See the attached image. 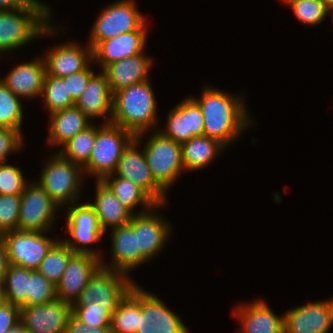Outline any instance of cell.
<instances>
[{"label":"cell","mask_w":333,"mask_h":333,"mask_svg":"<svg viewBox=\"0 0 333 333\" xmlns=\"http://www.w3.org/2000/svg\"><path fill=\"white\" fill-rule=\"evenodd\" d=\"M191 97L203 114V135L218 140L225 147L255 123L248 114L245 98L241 94L230 95L206 84L199 98Z\"/></svg>","instance_id":"6da1fadb"},{"label":"cell","mask_w":333,"mask_h":333,"mask_svg":"<svg viewBox=\"0 0 333 333\" xmlns=\"http://www.w3.org/2000/svg\"><path fill=\"white\" fill-rule=\"evenodd\" d=\"M51 11V7L40 0H32L24 8L0 11V56L25 47L37 38L59 33V28L50 24Z\"/></svg>","instance_id":"7a4b0ae2"},{"label":"cell","mask_w":333,"mask_h":333,"mask_svg":"<svg viewBox=\"0 0 333 333\" xmlns=\"http://www.w3.org/2000/svg\"><path fill=\"white\" fill-rule=\"evenodd\" d=\"M150 79L118 90L112 97L110 123L134 136L157 129V103Z\"/></svg>","instance_id":"3957f363"},{"label":"cell","mask_w":333,"mask_h":333,"mask_svg":"<svg viewBox=\"0 0 333 333\" xmlns=\"http://www.w3.org/2000/svg\"><path fill=\"white\" fill-rule=\"evenodd\" d=\"M49 158L36 182L60 208L78 203L82 192L83 168L59 152Z\"/></svg>","instance_id":"277c9868"},{"label":"cell","mask_w":333,"mask_h":333,"mask_svg":"<svg viewBox=\"0 0 333 333\" xmlns=\"http://www.w3.org/2000/svg\"><path fill=\"white\" fill-rule=\"evenodd\" d=\"M135 284L129 275L100 266L72 308L107 310L112 315Z\"/></svg>","instance_id":"5b68a950"},{"label":"cell","mask_w":333,"mask_h":333,"mask_svg":"<svg viewBox=\"0 0 333 333\" xmlns=\"http://www.w3.org/2000/svg\"><path fill=\"white\" fill-rule=\"evenodd\" d=\"M97 126L96 139L88 163L83 167L86 174L102 180L112 174L124 149L135 136L112 123H100Z\"/></svg>","instance_id":"8992f818"},{"label":"cell","mask_w":333,"mask_h":333,"mask_svg":"<svg viewBox=\"0 0 333 333\" xmlns=\"http://www.w3.org/2000/svg\"><path fill=\"white\" fill-rule=\"evenodd\" d=\"M150 134L143 146L145 158L153 178L168 193L173 183L184 172L181 144L158 130H153Z\"/></svg>","instance_id":"52a82bcc"},{"label":"cell","mask_w":333,"mask_h":333,"mask_svg":"<svg viewBox=\"0 0 333 333\" xmlns=\"http://www.w3.org/2000/svg\"><path fill=\"white\" fill-rule=\"evenodd\" d=\"M146 17L134 0H118L104 7L91 27L88 44L92 49L101 41L136 31Z\"/></svg>","instance_id":"ba28073f"},{"label":"cell","mask_w":333,"mask_h":333,"mask_svg":"<svg viewBox=\"0 0 333 333\" xmlns=\"http://www.w3.org/2000/svg\"><path fill=\"white\" fill-rule=\"evenodd\" d=\"M66 215V229L68 238L62 241L73 250L74 253L91 254L99 259L101 251L93 249L89 244L98 243L103 239L105 233L101 230L95 210L86 201L82 204L68 205Z\"/></svg>","instance_id":"9c48e42d"},{"label":"cell","mask_w":333,"mask_h":333,"mask_svg":"<svg viewBox=\"0 0 333 333\" xmlns=\"http://www.w3.org/2000/svg\"><path fill=\"white\" fill-rule=\"evenodd\" d=\"M21 204L17 230L31 232H51L60 212L58 206L36 182L29 181L20 195Z\"/></svg>","instance_id":"30bf717a"},{"label":"cell","mask_w":333,"mask_h":333,"mask_svg":"<svg viewBox=\"0 0 333 333\" xmlns=\"http://www.w3.org/2000/svg\"><path fill=\"white\" fill-rule=\"evenodd\" d=\"M146 132L138 134L124 149L113 176L126 178L141 187L157 204H166L167 192L155 181L148 167L141 138Z\"/></svg>","instance_id":"8fae6325"},{"label":"cell","mask_w":333,"mask_h":333,"mask_svg":"<svg viewBox=\"0 0 333 333\" xmlns=\"http://www.w3.org/2000/svg\"><path fill=\"white\" fill-rule=\"evenodd\" d=\"M46 232L14 230L1 235L10 265L37 270L47 252L58 241Z\"/></svg>","instance_id":"7c38bea8"},{"label":"cell","mask_w":333,"mask_h":333,"mask_svg":"<svg viewBox=\"0 0 333 333\" xmlns=\"http://www.w3.org/2000/svg\"><path fill=\"white\" fill-rule=\"evenodd\" d=\"M166 204H156L151 210L134 214L129 224L137 234L138 249L140 254L149 261L154 256H157L166 245V241L171 237L172 232L171 223L167 218L159 214L160 207H164Z\"/></svg>","instance_id":"4fadbf2b"},{"label":"cell","mask_w":333,"mask_h":333,"mask_svg":"<svg viewBox=\"0 0 333 333\" xmlns=\"http://www.w3.org/2000/svg\"><path fill=\"white\" fill-rule=\"evenodd\" d=\"M137 333H190L183 321L156 295L139 286Z\"/></svg>","instance_id":"5bb4252c"},{"label":"cell","mask_w":333,"mask_h":333,"mask_svg":"<svg viewBox=\"0 0 333 333\" xmlns=\"http://www.w3.org/2000/svg\"><path fill=\"white\" fill-rule=\"evenodd\" d=\"M333 325V298L308 302L284 314V333H328Z\"/></svg>","instance_id":"9a60e30c"},{"label":"cell","mask_w":333,"mask_h":333,"mask_svg":"<svg viewBox=\"0 0 333 333\" xmlns=\"http://www.w3.org/2000/svg\"><path fill=\"white\" fill-rule=\"evenodd\" d=\"M72 305L56 298L42 305L20 307V322L29 333H66Z\"/></svg>","instance_id":"2e32d148"},{"label":"cell","mask_w":333,"mask_h":333,"mask_svg":"<svg viewBox=\"0 0 333 333\" xmlns=\"http://www.w3.org/2000/svg\"><path fill=\"white\" fill-rule=\"evenodd\" d=\"M148 25L144 22L136 31L123 33L99 42L92 49L93 63L103 70L107 65L145 52Z\"/></svg>","instance_id":"e0dca14e"},{"label":"cell","mask_w":333,"mask_h":333,"mask_svg":"<svg viewBox=\"0 0 333 333\" xmlns=\"http://www.w3.org/2000/svg\"><path fill=\"white\" fill-rule=\"evenodd\" d=\"M166 122L165 128H159L158 131L179 144L195 136H202L204 132L203 114L191 96L171 109Z\"/></svg>","instance_id":"ac0fdd59"},{"label":"cell","mask_w":333,"mask_h":333,"mask_svg":"<svg viewBox=\"0 0 333 333\" xmlns=\"http://www.w3.org/2000/svg\"><path fill=\"white\" fill-rule=\"evenodd\" d=\"M100 266L98 257L75 253L68 261L62 278L56 285L57 298L70 305L76 303L89 278Z\"/></svg>","instance_id":"d6986e66"},{"label":"cell","mask_w":333,"mask_h":333,"mask_svg":"<svg viewBox=\"0 0 333 333\" xmlns=\"http://www.w3.org/2000/svg\"><path fill=\"white\" fill-rule=\"evenodd\" d=\"M111 233V265L100 259L101 266L107 269L117 270L129 275L138 266L148 262L138 249L137 234L128 223L110 231ZM105 262V263H104ZM129 272V273H128Z\"/></svg>","instance_id":"ffe728a7"},{"label":"cell","mask_w":333,"mask_h":333,"mask_svg":"<svg viewBox=\"0 0 333 333\" xmlns=\"http://www.w3.org/2000/svg\"><path fill=\"white\" fill-rule=\"evenodd\" d=\"M49 49L43 56L48 75L64 78L93 64L92 48L89 45L84 48L78 42L70 41Z\"/></svg>","instance_id":"44dd1931"},{"label":"cell","mask_w":333,"mask_h":333,"mask_svg":"<svg viewBox=\"0 0 333 333\" xmlns=\"http://www.w3.org/2000/svg\"><path fill=\"white\" fill-rule=\"evenodd\" d=\"M45 75L46 64L42 56L16 65L0 80L19 98L33 99L41 97Z\"/></svg>","instance_id":"7402d4cb"},{"label":"cell","mask_w":333,"mask_h":333,"mask_svg":"<svg viewBox=\"0 0 333 333\" xmlns=\"http://www.w3.org/2000/svg\"><path fill=\"white\" fill-rule=\"evenodd\" d=\"M238 303L234 315L241 328L237 333H284V315H276L263 300Z\"/></svg>","instance_id":"603a6c76"},{"label":"cell","mask_w":333,"mask_h":333,"mask_svg":"<svg viewBox=\"0 0 333 333\" xmlns=\"http://www.w3.org/2000/svg\"><path fill=\"white\" fill-rule=\"evenodd\" d=\"M153 66L152 57L144 52L132 57L107 65L102 71L105 73L111 93L150 79Z\"/></svg>","instance_id":"cb8c5ba5"},{"label":"cell","mask_w":333,"mask_h":333,"mask_svg":"<svg viewBox=\"0 0 333 333\" xmlns=\"http://www.w3.org/2000/svg\"><path fill=\"white\" fill-rule=\"evenodd\" d=\"M112 97L107 77L103 71L94 73L75 105L91 120L104 118L103 123H110L112 118ZM106 115H109L106 117Z\"/></svg>","instance_id":"d4e9b609"},{"label":"cell","mask_w":333,"mask_h":333,"mask_svg":"<svg viewBox=\"0 0 333 333\" xmlns=\"http://www.w3.org/2000/svg\"><path fill=\"white\" fill-rule=\"evenodd\" d=\"M94 202H88L95 210L101 230L106 233L112 229L128 224L133 214L116 198L110 188L102 181L95 180Z\"/></svg>","instance_id":"484cf974"},{"label":"cell","mask_w":333,"mask_h":333,"mask_svg":"<svg viewBox=\"0 0 333 333\" xmlns=\"http://www.w3.org/2000/svg\"><path fill=\"white\" fill-rule=\"evenodd\" d=\"M50 116L47 144L52 147H62L77 133L85 130L92 123L90 119L76 106L52 113Z\"/></svg>","instance_id":"4316f807"},{"label":"cell","mask_w":333,"mask_h":333,"mask_svg":"<svg viewBox=\"0 0 333 333\" xmlns=\"http://www.w3.org/2000/svg\"><path fill=\"white\" fill-rule=\"evenodd\" d=\"M225 149L227 148L218 140L205 135L191 138L181 144L184 171L194 172L209 166Z\"/></svg>","instance_id":"83f0119b"},{"label":"cell","mask_w":333,"mask_h":333,"mask_svg":"<svg viewBox=\"0 0 333 333\" xmlns=\"http://www.w3.org/2000/svg\"><path fill=\"white\" fill-rule=\"evenodd\" d=\"M102 181L133 215L145 213L157 204L141 187L131 180L110 174L104 177ZM139 205H142L143 208H140L142 210H134Z\"/></svg>","instance_id":"f1b7e54d"},{"label":"cell","mask_w":333,"mask_h":333,"mask_svg":"<svg viewBox=\"0 0 333 333\" xmlns=\"http://www.w3.org/2000/svg\"><path fill=\"white\" fill-rule=\"evenodd\" d=\"M139 328V286L137 283L120 301L110 321L111 333H137Z\"/></svg>","instance_id":"f546056e"},{"label":"cell","mask_w":333,"mask_h":333,"mask_svg":"<svg viewBox=\"0 0 333 333\" xmlns=\"http://www.w3.org/2000/svg\"><path fill=\"white\" fill-rule=\"evenodd\" d=\"M96 133L97 125L92 123L85 130L77 133L56 152L83 168L88 163L92 153Z\"/></svg>","instance_id":"4dcf8cb0"},{"label":"cell","mask_w":333,"mask_h":333,"mask_svg":"<svg viewBox=\"0 0 333 333\" xmlns=\"http://www.w3.org/2000/svg\"><path fill=\"white\" fill-rule=\"evenodd\" d=\"M75 253L62 240H58L40 262L37 271L55 286L60 282L68 261Z\"/></svg>","instance_id":"1f68e13d"},{"label":"cell","mask_w":333,"mask_h":333,"mask_svg":"<svg viewBox=\"0 0 333 333\" xmlns=\"http://www.w3.org/2000/svg\"><path fill=\"white\" fill-rule=\"evenodd\" d=\"M30 278V270L9 265L8 270L3 279V287L6 302L19 306H27L28 279Z\"/></svg>","instance_id":"d6a6232c"},{"label":"cell","mask_w":333,"mask_h":333,"mask_svg":"<svg viewBox=\"0 0 333 333\" xmlns=\"http://www.w3.org/2000/svg\"><path fill=\"white\" fill-rule=\"evenodd\" d=\"M21 98L0 80V128L18 131L22 136L24 110Z\"/></svg>","instance_id":"836d02e7"},{"label":"cell","mask_w":333,"mask_h":333,"mask_svg":"<svg viewBox=\"0 0 333 333\" xmlns=\"http://www.w3.org/2000/svg\"><path fill=\"white\" fill-rule=\"evenodd\" d=\"M41 99L45 102L49 115L74 106L75 102L67 92L66 84L61 77H55L46 73L42 87Z\"/></svg>","instance_id":"e575fe53"},{"label":"cell","mask_w":333,"mask_h":333,"mask_svg":"<svg viewBox=\"0 0 333 333\" xmlns=\"http://www.w3.org/2000/svg\"><path fill=\"white\" fill-rule=\"evenodd\" d=\"M295 17L305 25L317 26L327 17V7L322 0H281Z\"/></svg>","instance_id":"d590c367"},{"label":"cell","mask_w":333,"mask_h":333,"mask_svg":"<svg viewBox=\"0 0 333 333\" xmlns=\"http://www.w3.org/2000/svg\"><path fill=\"white\" fill-rule=\"evenodd\" d=\"M56 298V286L37 270H30L27 306L46 304Z\"/></svg>","instance_id":"8d00e7d4"},{"label":"cell","mask_w":333,"mask_h":333,"mask_svg":"<svg viewBox=\"0 0 333 333\" xmlns=\"http://www.w3.org/2000/svg\"><path fill=\"white\" fill-rule=\"evenodd\" d=\"M23 174L20 167L0 163V195H21L30 180Z\"/></svg>","instance_id":"74e56055"},{"label":"cell","mask_w":333,"mask_h":333,"mask_svg":"<svg viewBox=\"0 0 333 333\" xmlns=\"http://www.w3.org/2000/svg\"><path fill=\"white\" fill-rule=\"evenodd\" d=\"M20 204V195H0V236L17 230Z\"/></svg>","instance_id":"f35d334b"},{"label":"cell","mask_w":333,"mask_h":333,"mask_svg":"<svg viewBox=\"0 0 333 333\" xmlns=\"http://www.w3.org/2000/svg\"><path fill=\"white\" fill-rule=\"evenodd\" d=\"M72 314L88 328L110 329L112 315L107 310L72 308Z\"/></svg>","instance_id":"ab89813d"},{"label":"cell","mask_w":333,"mask_h":333,"mask_svg":"<svg viewBox=\"0 0 333 333\" xmlns=\"http://www.w3.org/2000/svg\"><path fill=\"white\" fill-rule=\"evenodd\" d=\"M23 136L14 129L0 128V163L8 162L10 154L22 150Z\"/></svg>","instance_id":"60d3db41"},{"label":"cell","mask_w":333,"mask_h":333,"mask_svg":"<svg viewBox=\"0 0 333 333\" xmlns=\"http://www.w3.org/2000/svg\"><path fill=\"white\" fill-rule=\"evenodd\" d=\"M94 73L95 72L91 68L90 64L86 69L63 78V81L66 84L67 92L74 102L80 98L81 94L87 87L90 77Z\"/></svg>","instance_id":"b9f144b4"},{"label":"cell","mask_w":333,"mask_h":333,"mask_svg":"<svg viewBox=\"0 0 333 333\" xmlns=\"http://www.w3.org/2000/svg\"><path fill=\"white\" fill-rule=\"evenodd\" d=\"M20 322V307L6 302L0 307V333H5Z\"/></svg>","instance_id":"7bdbcfd3"},{"label":"cell","mask_w":333,"mask_h":333,"mask_svg":"<svg viewBox=\"0 0 333 333\" xmlns=\"http://www.w3.org/2000/svg\"><path fill=\"white\" fill-rule=\"evenodd\" d=\"M66 333H111L109 329H93L79 321L73 314L68 319Z\"/></svg>","instance_id":"ee69618b"},{"label":"cell","mask_w":333,"mask_h":333,"mask_svg":"<svg viewBox=\"0 0 333 333\" xmlns=\"http://www.w3.org/2000/svg\"><path fill=\"white\" fill-rule=\"evenodd\" d=\"M9 260L5 243L0 236V281H3L9 267Z\"/></svg>","instance_id":"f6af8a7d"},{"label":"cell","mask_w":333,"mask_h":333,"mask_svg":"<svg viewBox=\"0 0 333 333\" xmlns=\"http://www.w3.org/2000/svg\"><path fill=\"white\" fill-rule=\"evenodd\" d=\"M32 0H0V11L26 7Z\"/></svg>","instance_id":"bcb514c9"},{"label":"cell","mask_w":333,"mask_h":333,"mask_svg":"<svg viewBox=\"0 0 333 333\" xmlns=\"http://www.w3.org/2000/svg\"><path fill=\"white\" fill-rule=\"evenodd\" d=\"M5 333H29V332L27 331L25 326L21 322H19L15 327L11 328Z\"/></svg>","instance_id":"7dc6e473"},{"label":"cell","mask_w":333,"mask_h":333,"mask_svg":"<svg viewBox=\"0 0 333 333\" xmlns=\"http://www.w3.org/2000/svg\"><path fill=\"white\" fill-rule=\"evenodd\" d=\"M6 303L3 281H0V307Z\"/></svg>","instance_id":"c3c4849f"},{"label":"cell","mask_w":333,"mask_h":333,"mask_svg":"<svg viewBox=\"0 0 333 333\" xmlns=\"http://www.w3.org/2000/svg\"><path fill=\"white\" fill-rule=\"evenodd\" d=\"M327 16H330L333 20V5L327 7Z\"/></svg>","instance_id":"681fc988"},{"label":"cell","mask_w":333,"mask_h":333,"mask_svg":"<svg viewBox=\"0 0 333 333\" xmlns=\"http://www.w3.org/2000/svg\"><path fill=\"white\" fill-rule=\"evenodd\" d=\"M322 1L325 3L326 7L333 5V0H322Z\"/></svg>","instance_id":"f907efd6"}]
</instances>
